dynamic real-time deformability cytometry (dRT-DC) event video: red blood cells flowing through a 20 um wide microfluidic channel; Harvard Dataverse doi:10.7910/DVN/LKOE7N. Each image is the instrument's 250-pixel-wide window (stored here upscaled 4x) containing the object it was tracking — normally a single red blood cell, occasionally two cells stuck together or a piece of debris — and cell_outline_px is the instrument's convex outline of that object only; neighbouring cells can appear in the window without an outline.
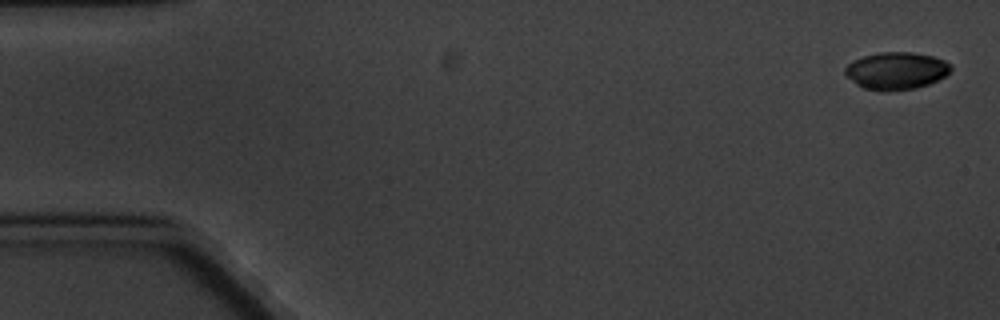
{"species": "common noctule bat (a hibernating species)", "species_latin": "Nyctalus noctula", "temperature_condition": "cold", "stored_images_in_passage": 5, "camera_frame_rate_fps": 3000, "um_per_image_px": 0.085, "animal": {"sex": "male", "body_mass_g": 20.1, "forearm_length_mm": 53.5}, "frame": {"image": 1, "passage_image": 1, "time_ms": 0.0, "image_size_px": [1000, 320], "cell_outline_px": [[952, 68], [944, 76], [928, 84], [916, 88], [888, 92], [884, 92], [864, 88], [856, 84], [844, 72], [844, 68], [848, 64], [864, 56], [880, 52], [912, 52], [932, 56], [944, 60], [952, 64]], "centroid_in_image_um": [76.19, 6.02], "position_along_channel_um": 8.8, "area_um2": 22.95}}
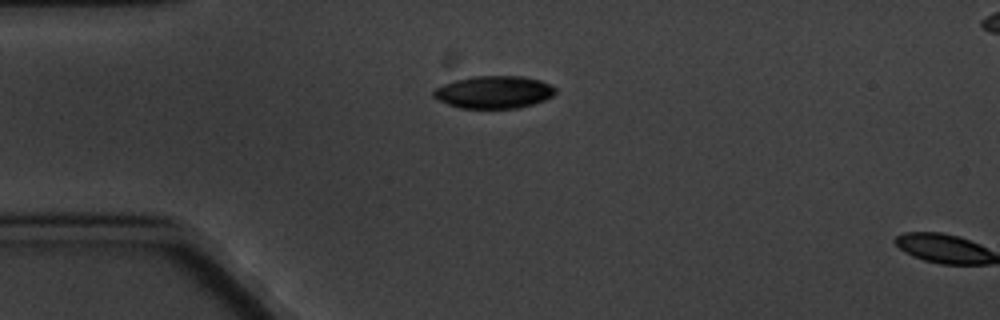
{"frame": {"image": 2, "passage_image": 4, "time_ms": 4.333, "image_size_px": [1000, 320], "cell_outline_px": [[556, 92], [552, 96], [544, 100], [520, 108], [460, 108], [448, 104], [432, 96], [432, 92], [436, 88], [444, 84], [456, 80], [472, 76], [520, 76], [540, 80], [552, 84], [556, 88]], "centroid_in_image_um": [42.0, 7.83], "position_along_channel_um": 43.0, "area_um2": 23.06}}